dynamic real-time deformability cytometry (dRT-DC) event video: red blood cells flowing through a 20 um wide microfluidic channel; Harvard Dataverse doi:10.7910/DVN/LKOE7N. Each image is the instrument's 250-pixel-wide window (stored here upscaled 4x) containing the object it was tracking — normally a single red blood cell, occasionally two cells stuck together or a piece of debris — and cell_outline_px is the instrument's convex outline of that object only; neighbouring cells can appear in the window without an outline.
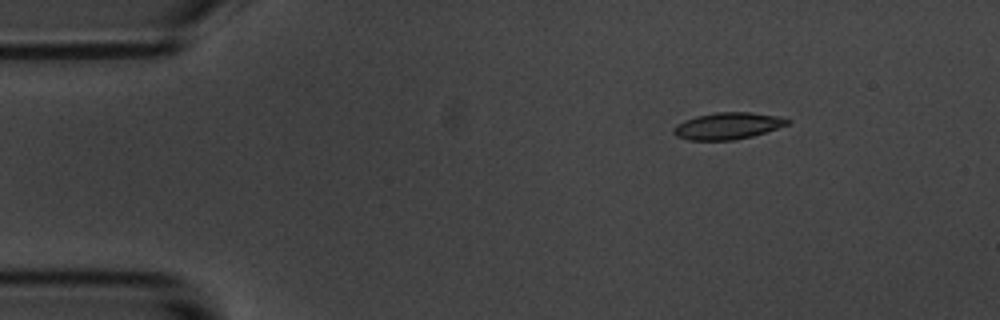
{"species": "common noctule bat (a hibernating species)", "species_latin": "Nyctalus noctula", "temperature_condition": "room temperature", "stored_images_in_passage": 49, "camera_frame_rate_fps": 3000, "um_per_image_px": 0.085, "animal": {"sex": "male", "body_mass_g": 20.1, "forearm_length_mm": 53.5}, "frame": {"image": 1, "passage_image": 1, "time_ms": 0.0, "image_size_px": [1000, 320], "cell_outline_px": [[792, 120], [788, 124], [752, 136], [736, 140], [688, 140], [676, 136], [672, 132], [672, 128], [676, 124], [684, 120], [696, 116], [716, 112], [748, 112], [776, 116]], "centroid_in_image_um": [61.79, 10.7], "position_along_channel_um": 23.2, "area_um2": 17.69}}
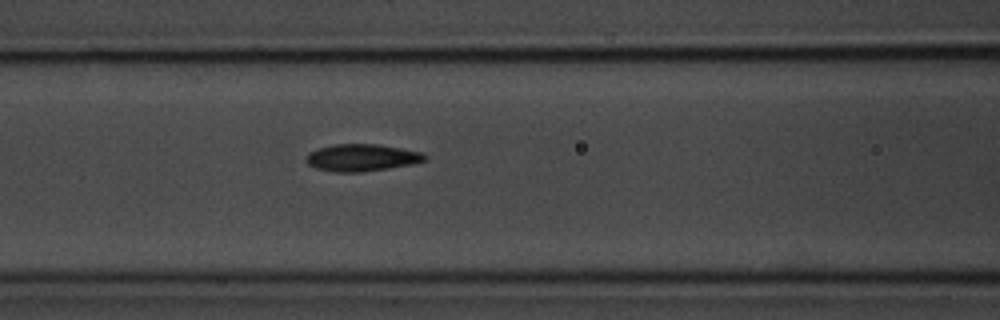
{"frame": {"image": 2, "passage_image": 16, "time_ms": 5.0, "image_size_px": [1000, 320], "cell_outline_px": [[428, 160], [412, 164], [388, 168], [360, 172], [336, 172], [316, 168], [308, 164], [308, 152], [316, 148], [336, 144], [376, 144], [400, 148], [420, 152], [428, 156]], "centroid_in_image_um": [30.77, 13.39], "position_along_channel_um": 135.8, "area_um2": 18.61}}
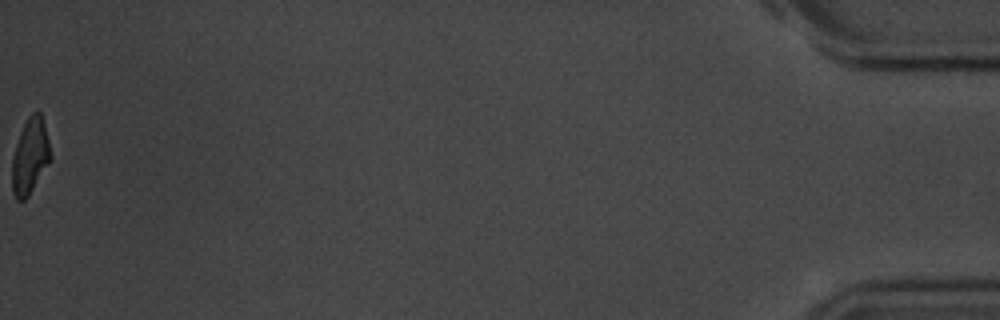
{"frame": {"image": 3, "passage_image": 49, "time_ms": 16.0, "image_size_px": [1000, 320], "cell_outline_px": [[52, 156], [48, 164], [28, 196], [24, 200], [16, 200], [12, 192], [12, 156], [20, 132], [28, 116], [32, 112], [40, 112], [44, 124]], "centroid_in_image_um": [2.54, 13.28], "position_along_channel_um": 432.7, "area_um2": 16.82}, "authors_computed_cell_mechanics": {"area_um2": 18.3226, "velocity_mm_per_s": 3.6253, "shape_relaxation_time_tau1_ms": 3.3227, "shape_relaxation_time_tau2_ms": 2.0671, "deformation_change_tau1": 0.1446, "deformation_change_tau2": 0.0755}}